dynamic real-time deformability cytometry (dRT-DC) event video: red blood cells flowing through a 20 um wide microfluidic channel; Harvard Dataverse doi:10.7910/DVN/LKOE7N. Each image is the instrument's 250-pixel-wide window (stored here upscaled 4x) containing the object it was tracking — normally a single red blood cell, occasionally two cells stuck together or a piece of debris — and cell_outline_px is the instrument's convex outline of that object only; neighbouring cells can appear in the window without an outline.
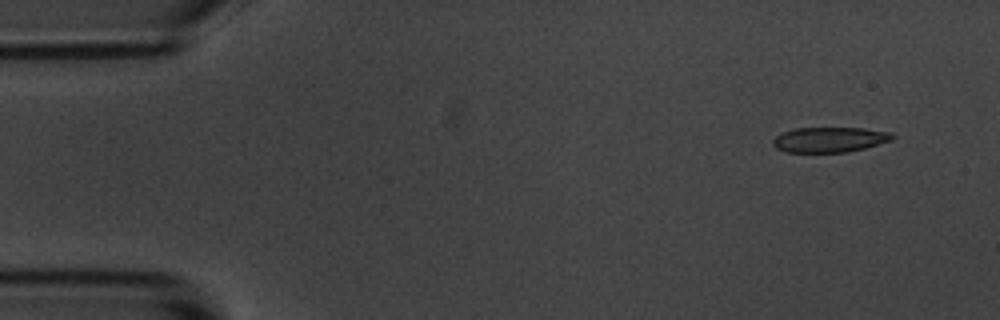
{"species": "common noctule bat (a hibernating species)", "species_latin": "Nyctalus noctula", "temperature_condition": "room temperature", "stored_images_in_passage": 5, "camera_frame_rate_fps": 3000, "um_per_image_px": 0.085, "animal": {"sex": "male", "body_mass_g": 20.1, "forearm_length_mm": 53.5}, "frame": {"image": 1, "passage_image": 1, "time_ms": 0.0, "image_size_px": [1000, 320], "cell_outline_px": [[896, 136], [892, 140], [864, 148], [848, 152], [788, 152], [776, 148], [772, 144], [772, 140], [780, 132], [796, 128], [864, 128], [892, 132]], "centroid_in_image_um": [70.52, 11.86], "position_along_channel_um": 14.5, "area_um2": 17.63}}
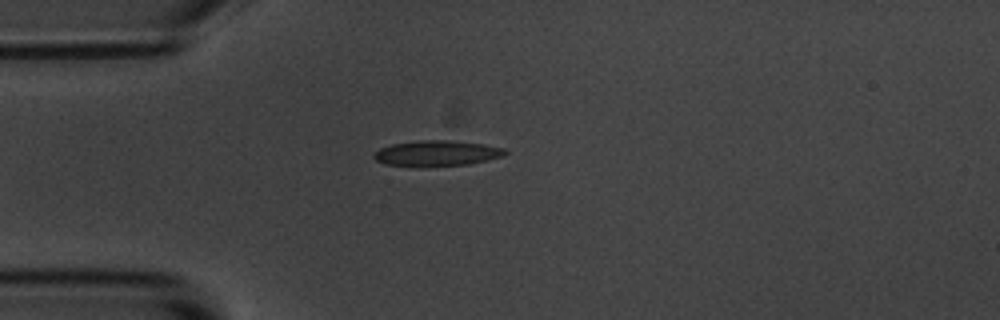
{"frame": {"image": 2, "passage_image": 4, "time_ms": 3.333, "image_size_px": [1000, 320], "cell_outline_px": [[508, 152], [500, 156], [488, 160], [468, 164], [412, 168], [408, 168], [384, 164], [376, 160], [372, 156], [380, 148], [392, 144], [420, 140], [448, 140], [484, 144], [504, 148]], "centroid_in_image_um": [37.06, 13.05], "position_along_channel_um": 47.9, "area_um2": 19.88}}